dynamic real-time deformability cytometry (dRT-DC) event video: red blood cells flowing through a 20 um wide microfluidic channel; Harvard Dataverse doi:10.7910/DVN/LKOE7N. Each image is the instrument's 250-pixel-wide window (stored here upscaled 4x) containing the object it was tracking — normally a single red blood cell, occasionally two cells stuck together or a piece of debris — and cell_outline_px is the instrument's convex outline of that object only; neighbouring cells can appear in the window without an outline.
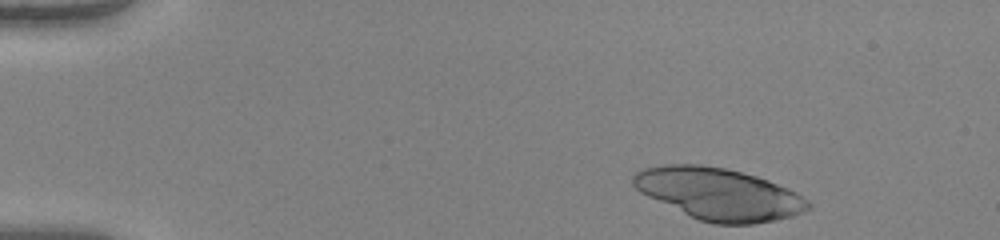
{"species": "human", "species_latin": "Homo sapiens", "temperature_condition": "warm", "stored_images_in_passage": 14, "camera_frame_rate_fps": 3000, "um_per_image_px": 0.085, "donor": {"sex": "female"}, "frame": {"image": 1, "passage_image": 1, "time_ms": 0.0, "image_size_px": [1000, 240], "cell_outline_px": [[812, 208], [804, 212], [792, 216], [776, 220], [752, 224], [716, 224], [700, 220], [648, 196], [640, 192], [632, 184], [632, 176], [640, 168], [664, 164], [700, 164], [724, 168], [756, 176], [768, 180], [788, 188], [796, 192], [808, 200], [812, 204]], "centroid_in_image_um": [61.12, 16.48], "position_along_channel_um": 23.9, "area_um2": 52.77}}
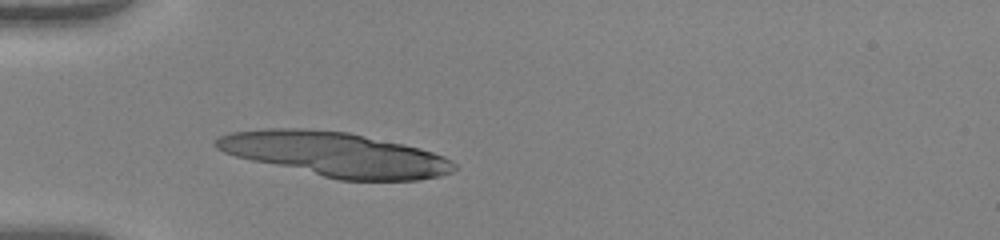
{"frame": {"image": 2, "passage_image": 10, "time_ms": 3.0, "image_size_px": [1000, 240], "cell_outline_px": [[456, 168], [452, 172], [440, 176], [420, 180], [340, 180], [252, 160], [236, 156], [224, 152], [216, 148], [212, 144], [220, 136], [232, 132], [268, 128], [300, 128], [348, 132], [404, 144], [420, 148], [444, 156], [452, 160], [456, 164]], "centroid_in_image_um": [28.53, 13.11], "position_along_channel_um": 56.5, "area_um2": 61.27}}